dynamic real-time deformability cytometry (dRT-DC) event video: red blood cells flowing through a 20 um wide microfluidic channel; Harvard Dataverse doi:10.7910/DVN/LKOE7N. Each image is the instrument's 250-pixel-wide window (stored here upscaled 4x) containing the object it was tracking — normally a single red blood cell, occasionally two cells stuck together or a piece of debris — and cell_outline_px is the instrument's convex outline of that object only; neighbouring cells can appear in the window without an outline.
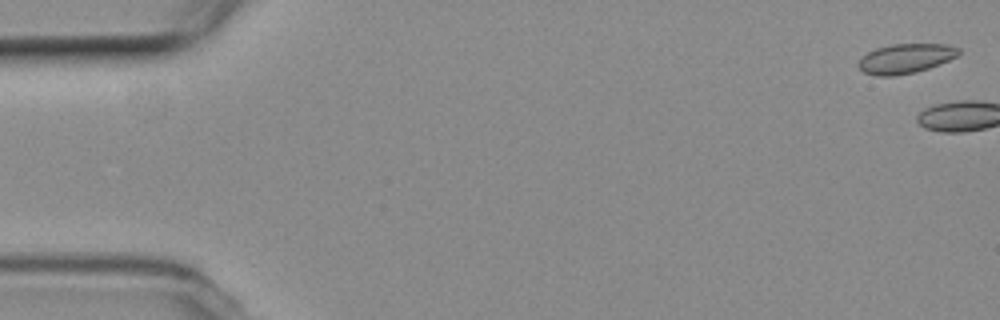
{"species": "common noctule bat (a hibernating species)", "species_latin": "Nyctalus noctula", "temperature_condition": "room temperature", "stored_images_in_passage": 4, "camera_frame_rate_fps": 3000, "um_per_image_px": 0.085, "animal": {"sex": "female", "body_mass_g": 19.3, "forearm_length_mm": 54.1}, "frame": {"image": 1, "passage_image": 2, "time_ms": 0.333, "image_size_px": [1000, 320], "cell_outline_px": [[960, 52], [956, 56], [940, 64], [916, 72], [892, 76], [876, 76], [864, 72], [856, 64], [868, 52], [876, 48], [892, 44], [948, 44], [960, 48]], "centroid_in_image_um": [76.98, 4.97], "position_along_channel_um": 8.0, "area_um2": 17.22}}